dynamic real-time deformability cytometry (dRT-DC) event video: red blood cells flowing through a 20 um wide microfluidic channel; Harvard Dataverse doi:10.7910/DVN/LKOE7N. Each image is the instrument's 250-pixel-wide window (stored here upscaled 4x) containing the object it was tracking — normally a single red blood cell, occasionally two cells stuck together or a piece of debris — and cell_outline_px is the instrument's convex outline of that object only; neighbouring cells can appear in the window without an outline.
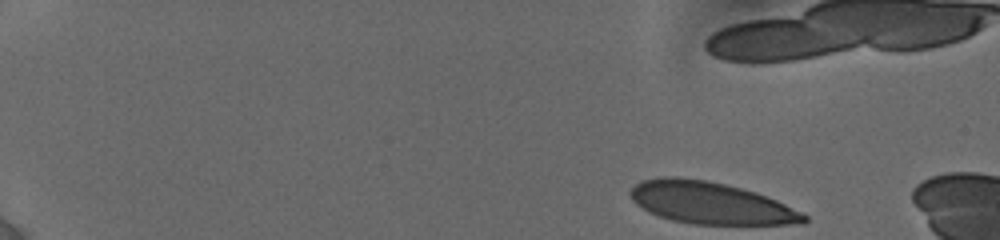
{"species": "human", "species_latin": "Homo sapiens", "temperature_condition": "cold", "stored_images_in_passage": 32, "camera_frame_rate_fps": 3000, "um_per_image_px": 0.085, "donor": {"sex": "female"}, "frame": {"image": 1, "passage_image": 1, "time_ms": 0.0, "image_size_px": [1000, 240], "cell_outline_px": [[808, 220], [804, 224], [692, 224], [672, 220], [648, 212], [636, 204], [632, 200], [628, 192], [636, 184], [644, 180], [664, 176], [676, 176], [708, 180], [756, 192], [776, 200], [808, 216]], "centroid_in_image_um": [60.37, 17.25], "position_along_channel_um": 24.6, "area_um2": 42.31}}
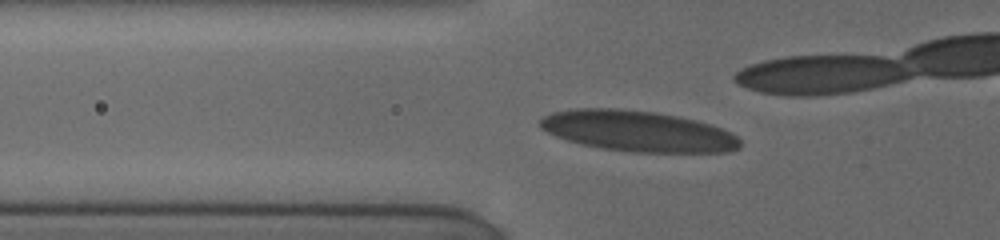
{"frame": {"image": 2, "passage_image": 10, "time_ms": 4.667, "image_size_px": [1000, 240], "cell_outline_px": [[740, 148], [728, 152], [628, 152], [600, 148], [580, 144], [556, 136], [540, 128], [540, 120], [544, 116], [552, 112], [572, 108], [616, 108], [656, 112], [680, 116], [696, 120], [720, 128], [736, 136], [740, 140]], "centroid_in_image_um": [54.19, 11.14], "position_along_channel_um": 71.6, "area_um2": 47.63}}